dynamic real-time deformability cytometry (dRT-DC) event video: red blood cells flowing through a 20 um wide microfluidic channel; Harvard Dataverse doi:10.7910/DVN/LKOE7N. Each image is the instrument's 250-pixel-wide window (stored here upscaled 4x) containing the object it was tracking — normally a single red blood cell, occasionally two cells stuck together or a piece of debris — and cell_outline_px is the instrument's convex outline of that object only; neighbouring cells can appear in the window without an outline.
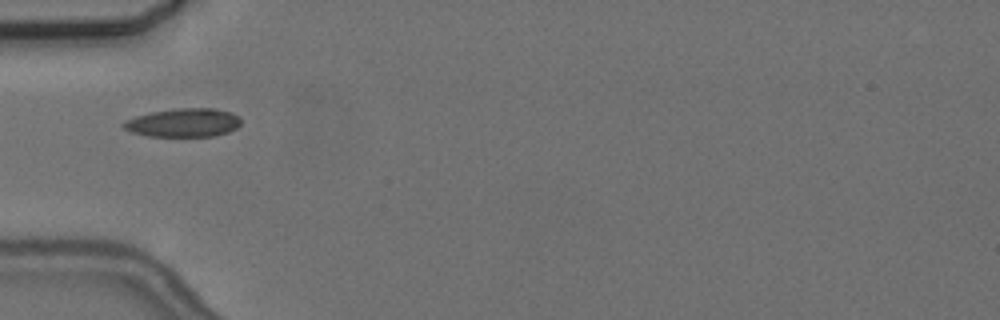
{"species": "common noctule bat (a hibernating species)", "species_latin": "Nyctalus noctula", "temperature_condition": "cold", "stored_images_in_passage": 4, "camera_frame_rate_fps": 3000, "um_per_image_px": 0.085, "animal": {"sex": "female", "body_mass_g": 24.6, "forearm_length_mm": 56.2}, "frame": {"image": 1, "passage_image": 2, "time_ms": 1.333, "image_size_px": [1000, 320], "cell_outline_px": [[240, 124], [236, 128], [228, 132], [216, 136], [148, 136], [132, 132], [124, 128], [120, 124], [124, 120], [136, 116], [152, 112], [176, 108], [212, 108], [232, 112], [240, 116]], "centroid_in_image_um": [15.6, 10.42], "position_along_channel_um": 69.4, "area_um2": 19.65}}
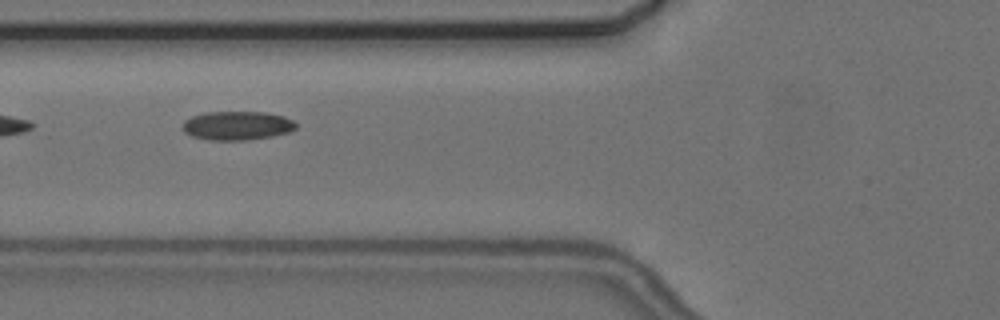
{"frame": {"image": 2, "passage_image": 3, "time_ms": 2.333, "image_size_px": [1000, 320], "cell_outline_px": [[296, 128], [288, 132], [272, 136], [248, 140], [208, 140], [192, 136], [184, 132], [184, 120], [192, 116], [208, 112], [264, 112], [284, 116], [292, 120], [296, 124]], "centroid_in_image_um": [20.16, 10.68], "position_along_channel_um": 105.6, "area_um2": 18.96}}
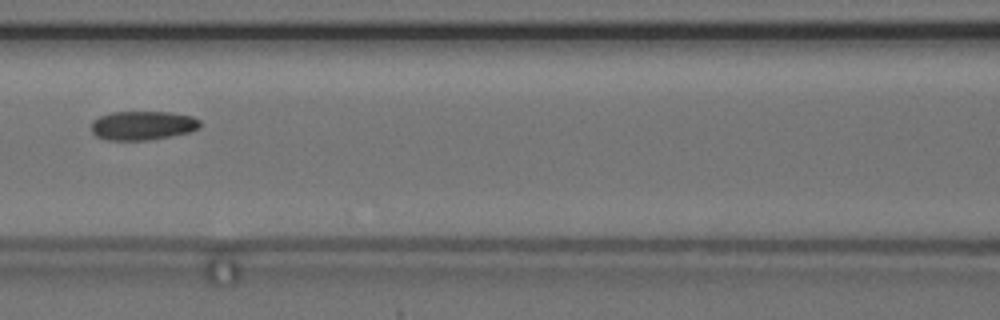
{"frame": {"image": 3, "passage_image": 4, "time_ms": 3.667, "image_size_px": [1000, 320], "cell_outline_px": [[200, 128], [188, 132], [148, 140], [108, 140], [96, 136], [92, 132], [92, 120], [100, 116], [112, 112], [168, 112], [192, 116], [200, 120]], "centroid_in_image_um": [12.11, 10.66], "position_along_channel_um": 154.5, "area_um2": 18.26}}